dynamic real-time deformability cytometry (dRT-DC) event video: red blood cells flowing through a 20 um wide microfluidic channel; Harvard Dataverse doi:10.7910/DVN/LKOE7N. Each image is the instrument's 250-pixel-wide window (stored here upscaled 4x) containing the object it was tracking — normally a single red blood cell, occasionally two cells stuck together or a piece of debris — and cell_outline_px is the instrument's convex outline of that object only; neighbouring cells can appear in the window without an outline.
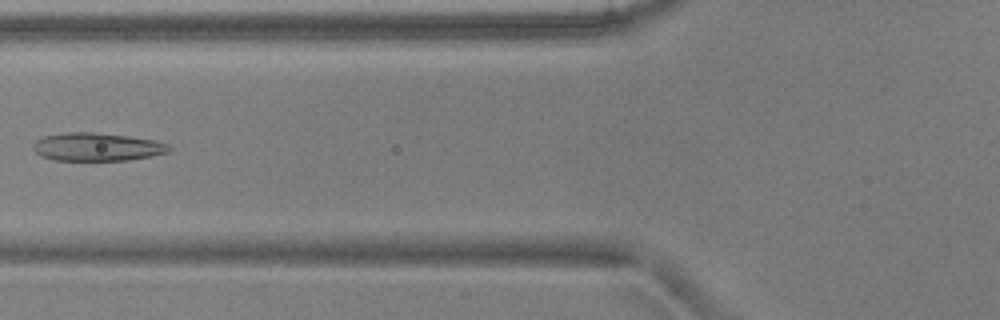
{"species": "common noctule bat (a hibernating species)", "species_latin": "Nyctalus noctula", "temperature_condition": "warm", "stored_images_in_passage": 6, "camera_frame_rate_fps": 3000, "um_per_image_px": 0.085, "animal": {"sex": "male", "body_mass_g": 17.9, "forearm_length_mm": 54.2}, "frame": {"image": 1, "passage_image": 6, "time_ms": 1.667, "image_size_px": [1000, 320], "cell_outline_px": [[172, 148], [168, 152], [152, 156], [128, 160], [52, 160], [40, 156], [32, 148], [32, 144], [36, 140], [44, 136], [64, 132], [92, 132], [128, 136], [156, 140], [168, 144]], "centroid_in_image_um": [8.23, 12.48], "position_along_channel_um": 117.6, "area_um2": 22.43}}